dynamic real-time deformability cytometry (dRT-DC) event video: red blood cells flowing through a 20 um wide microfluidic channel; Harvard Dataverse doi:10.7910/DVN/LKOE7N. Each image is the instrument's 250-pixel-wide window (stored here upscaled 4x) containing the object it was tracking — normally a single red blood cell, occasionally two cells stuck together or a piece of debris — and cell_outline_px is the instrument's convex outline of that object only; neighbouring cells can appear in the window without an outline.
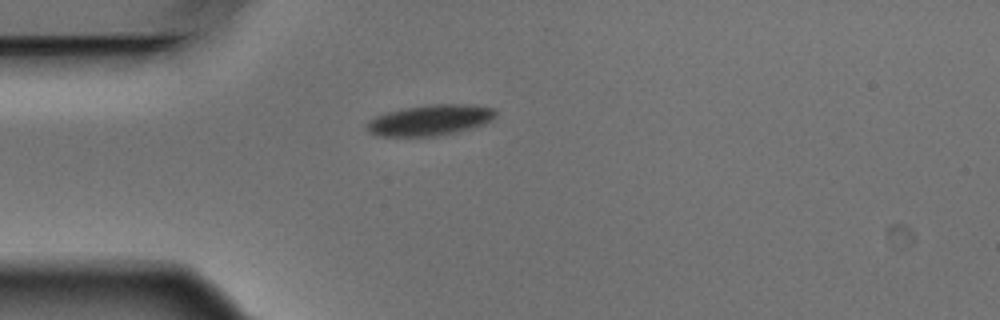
{"species": "Egyptian fruit bat (a non-hibernating species)", "species_latin": "Rousettus aegyptiacus", "temperature_condition": "warm", "stored_images_in_passage": 2, "camera_frame_rate_fps": 3000, "um_per_image_px": 0.085, "animal": {"sex": "male"}, "frame": {"image": 1, "passage_image": 1, "time_ms": 0.0, "image_size_px": [1000, 320], "cell_outline_px": [[496, 116], [492, 120], [484, 124], [456, 132], [436, 136], [376, 136], [368, 132], [364, 128], [368, 120], [376, 116], [388, 112], [404, 108], [428, 104], [472, 104], [492, 108], [496, 112]], "centroid_in_image_um": [36.52, 10.21], "position_along_channel_um": 48.5, "area_um2": 23.24}}